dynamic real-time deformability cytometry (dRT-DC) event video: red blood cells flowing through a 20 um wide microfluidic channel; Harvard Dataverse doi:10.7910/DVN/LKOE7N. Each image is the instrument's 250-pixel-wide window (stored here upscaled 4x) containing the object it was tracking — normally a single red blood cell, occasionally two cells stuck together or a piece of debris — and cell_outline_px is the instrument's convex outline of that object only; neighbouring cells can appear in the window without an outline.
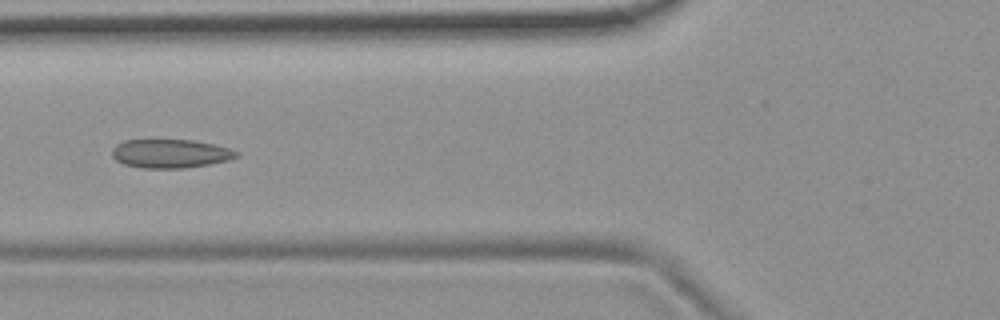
{"species": "common noctule bat (a hibernating species)", "species_latin": "Nyctalus noctula", "temperature_condition": "room temperature", "stored_images_in_passage": 6, "camera_frame_rate_fps": 3000, "um_per_image_px": 0.085, "animal": {"sex": "female", "body_mass_g": 19.9}, "frame": {"image": 1, "passage_image": 4, "time_ms": 3.667, "image_size_px": [1000, 320], "cell_outline_px": [[240, 156], [228, 160], [208, 164], [184, 168], [140, 168], [124, 164], [116, 160], [112, 156], [112, 148], [116, 144], [124, 140], [192, 140], [212, 144], [228, 148], [240, 152]], "centroid_in_image_um": [14.47, 13.06], "position_along_channel_um": 111.3, "area_um2": 20.81}}
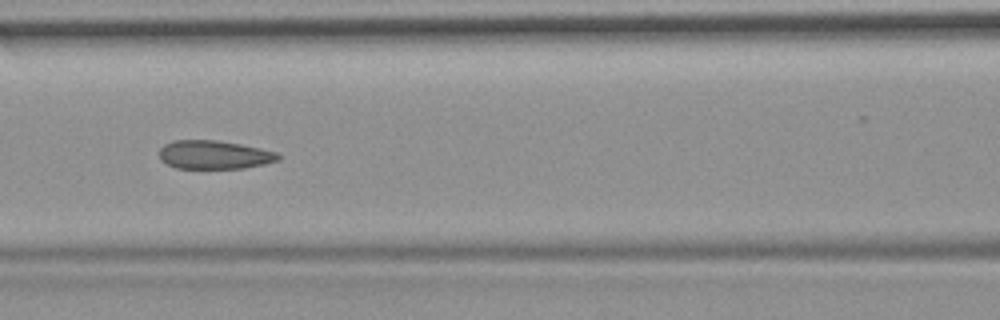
{"frame": {"image": 2, "passage_image": 5, "time_ms": 4.667, "image_size_px": [1000, 320], "cell_outline_px": [[280, 160], [264, 164], [244, 168], [176, 168], [160, 160], [160, 148], [164, 144], [172, 140], [216, 140], [240, 144], [260, 148], [276, 152], [280, 156]], "centroid_in_image_um": [18.2, 13.15], "position_along_channel_um": 148.4, "area_um2": 19.77}}
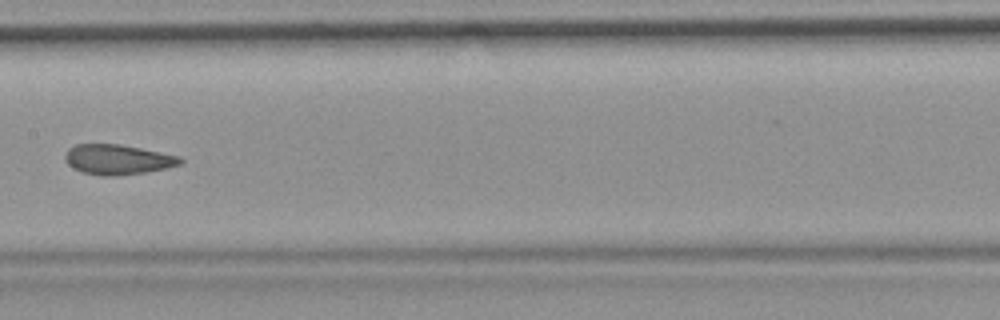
{"frame": {"image": 3, "passage_image": 6, "time_ms": 6.0, "image_size_px": [1000, 320], "cell_outline_px": [[184, 160], [180, 164], [148, 172], [116, 176], [100, 176], [80, 172], [72, 168], [64, 160], [64, 156], [68, 148], [76, 144], [120, 144], [180, 156]], "centroid_in_image_um": [9.96, 13.57], "position_along_channel_um": 197.4, "area_um2": 20.35}}